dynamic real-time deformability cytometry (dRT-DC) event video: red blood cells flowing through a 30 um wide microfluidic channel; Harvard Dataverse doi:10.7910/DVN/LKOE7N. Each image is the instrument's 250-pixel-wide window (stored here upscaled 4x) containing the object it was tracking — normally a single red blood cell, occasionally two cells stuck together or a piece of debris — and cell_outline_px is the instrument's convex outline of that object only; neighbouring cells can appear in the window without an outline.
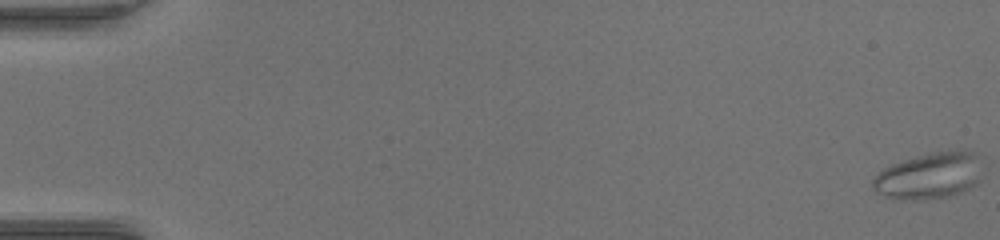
{"species": "common noctule bat (a hibernating species)", "species_latin": "Nyctalus noctula", "temperature_condition": "warm", "stored_images_in_passage": 42, "camera_frame_rate_fps": 3000, "um_per_image_px": 0.085, "animal": {"sex": "female", "body_mass_g": 17.0, "forearm_length_mm": 48.0}, "frame": {"image": 1, "passage_image": 1, "time_ms": 0.0, "image_size_px": [1000, 240], "cell_outline_px": [[980, 180], [976, 184], [960, 192], [948, 196], [916, 200], [896, 200], [876, 192], [872, 188], [872, 180], [884, 168], [892, 164], [916, 156], [936, 152], [964, 148], [968, 148], [976, 152]], "centroid_in_image_um": [78.97, 14.93], "position_along_channel_um": 6.0, "area_um2": 29.54}}
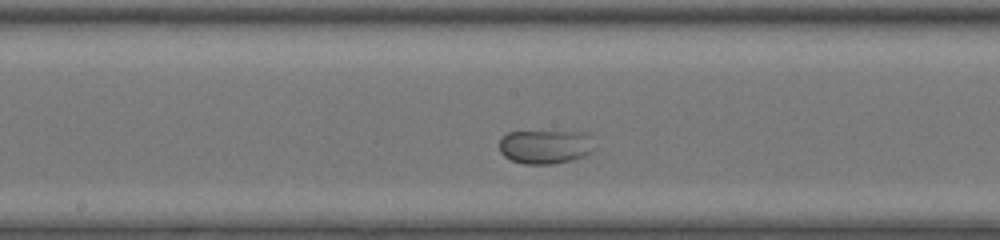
{"frame": {"image": 2, "passage_image": 28, "time_ms": 9.0, "image_size_px": [1000, 240], "cell_outline_px": [[596, 148], [592, 152], [584, 156], [572, 160], [552, 164], [524, 164], [512, 160], [504, 156], [500, 152], [500, 140], [508, 132], [588, 132], [592, 136]], "centroid_in_image_um": [46.42, 12.47], "position_along_channel_um": 201.8, "area_um2": 19.02}}
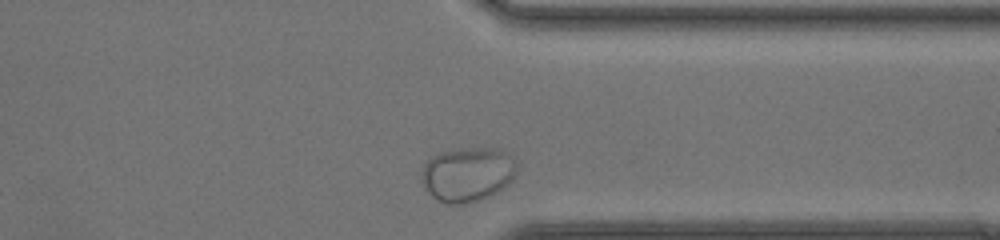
{"frame": {"image": 3, "passage_image": 42, "time_ms": 13.667, "image_size_px": [1000, 240], "cell_outline_px": [[516, 172], [512, 180], [504, 188], [480, 200], [464, 204], [448, 204], [436, 200], [424, 188], [424, 164], [432, 156], [440, 152], [460, 148], [496, 148], [512, 156], [516, 160]], "centroid_in_image_um": [39.77, 14.82], "position_along_channel_um": 371.6, "area_um2": 30.17}}